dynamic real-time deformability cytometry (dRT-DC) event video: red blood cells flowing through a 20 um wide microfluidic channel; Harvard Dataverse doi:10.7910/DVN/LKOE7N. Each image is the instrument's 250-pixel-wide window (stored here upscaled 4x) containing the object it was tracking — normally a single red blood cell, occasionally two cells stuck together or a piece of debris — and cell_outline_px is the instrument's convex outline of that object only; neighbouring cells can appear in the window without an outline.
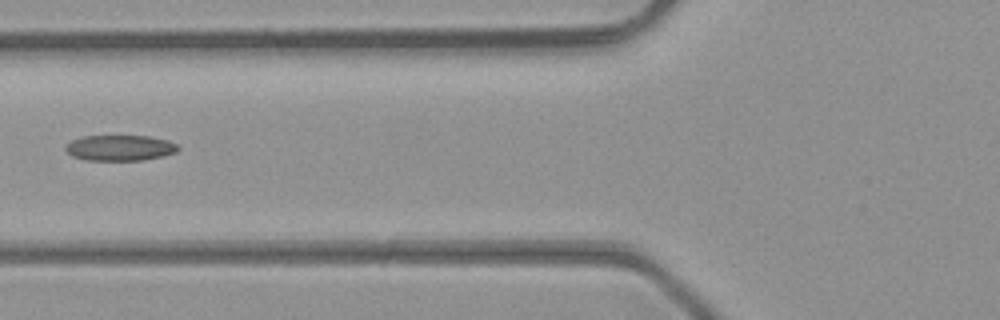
{"species": "common noctule bat (a hibernating species)", "species_latin": "Nyctalus noctula", "temperature_condition": "room temperature", "stored_images_in_passage": 5, "camera_frame_rate_fps": 3000, "um_per_image_px": 0.085, "animal": {"sex": "male", "body_mass_g": 23.1, "forearm_length_mm": 52.7}, "frame": {"image": 1, "passage_image": 4, "time_ms": 1.0, "image_size_px": [1000, 320], "cell_outline_px": [[180, 148], [176, 152], [164, 156], [144, 160], [88, 160], [72, 156], [64, 148], [72, 140], [84, 136], [148, 136], [168, 140], [176, 144]], "centroid_in_image_um": [10.23, 12.57], "position_along_channel_um": 115.6, "area_um2": 16.76}}
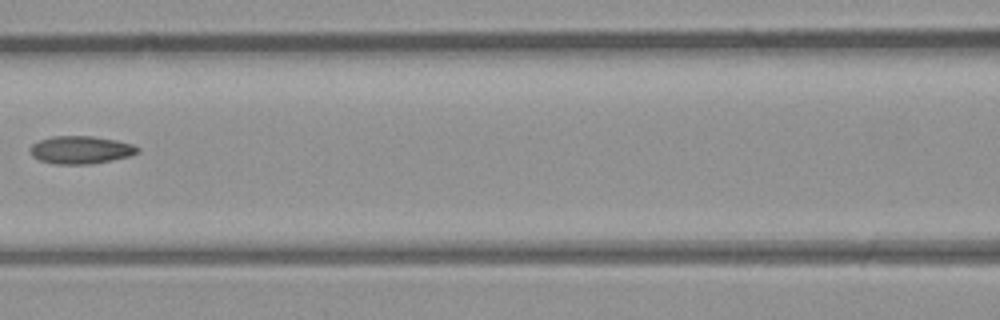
{"frame": {"image": 2, "passage_image": 5, "time_ms": 1.333, "image_size_px": [1000, 320], "cell_outline_px": [[140, 152], [132, 156], [92, 164], [56, 164], [40, 160], [32, 156], [28, 148], [32, 144], [40, 140], [52, 136], [92, 136], [116, 140], [132, 144], [140, 148]], "centroid_in_image_um": [6.88, 12.74], "position_along_channel_um": 159.7, "area_um2": 17.57}}